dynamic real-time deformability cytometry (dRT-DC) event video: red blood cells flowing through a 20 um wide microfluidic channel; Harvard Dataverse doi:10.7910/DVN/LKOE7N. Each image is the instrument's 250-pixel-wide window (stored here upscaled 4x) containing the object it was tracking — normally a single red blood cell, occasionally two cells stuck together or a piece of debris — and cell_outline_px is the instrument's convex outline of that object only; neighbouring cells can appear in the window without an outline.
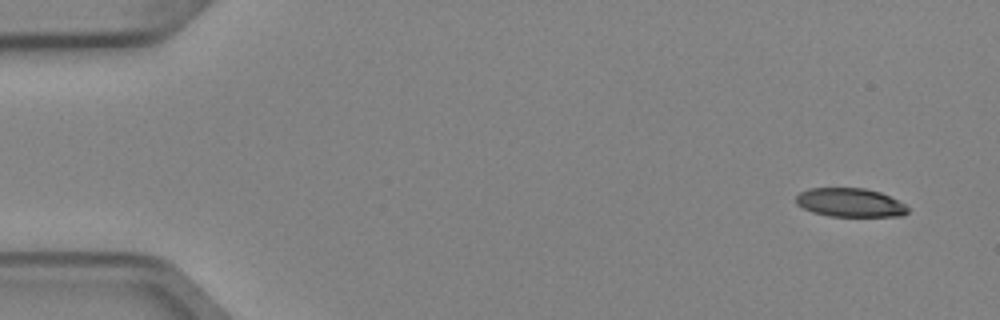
{"species": "Egyptian fruit bat (a non-hibernating species)", "species_latin": "Rousettus aegyptiacus", "temperature_condition": "cold", "stored_images_in_passage": 4, "camera_frame_rate_fps": 3000, "um_per_image_px": 0.085, "animal": {"sex": "female"}, "frame": {"image": 1, "passage_image": 1, "time_ms": 0.0, "image_size_px": [1000, 320], "cell_outline_px": [[908, 212], [900, 216], [828, 216], [812, 212], [796, 204], [796, 196], [800, 192], [808, 188], [864, 188], [880, 192], [904, 204], [908, 208]], "centroid_in_image_um": [72.22, 17.22], "position_along_channel_um": 12.8, "area_um2": 18.61}}
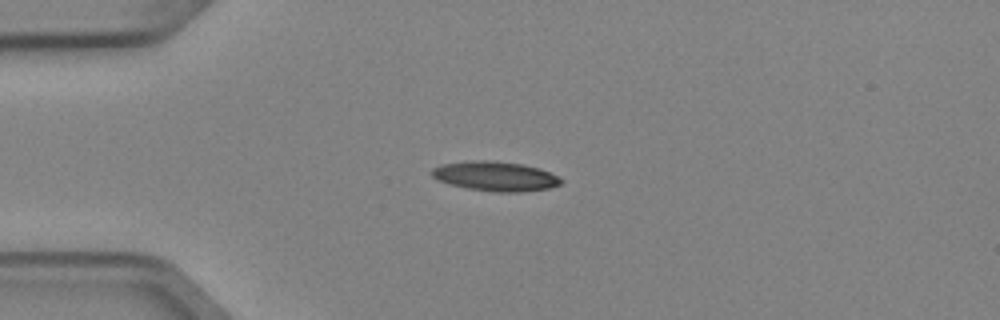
{"frame": {"image": 2, "passage_image": 4, "time_ms": 1.0, "image_size_px": [1000, 320], "cell_outline_px": [[564, 180], [560, 184], [548, 188], [520, 192], [496, 192], [468, 188], [452, 184], [440, 180], [432, 176], [432, 168], [444, 164], [472, 160], [492, 160], [524, 164], [540, 168]], "centroid_in_image_um": [42.14, 14.97], "position_along_channel_um": 42.9, "area_um2": 22.02}}